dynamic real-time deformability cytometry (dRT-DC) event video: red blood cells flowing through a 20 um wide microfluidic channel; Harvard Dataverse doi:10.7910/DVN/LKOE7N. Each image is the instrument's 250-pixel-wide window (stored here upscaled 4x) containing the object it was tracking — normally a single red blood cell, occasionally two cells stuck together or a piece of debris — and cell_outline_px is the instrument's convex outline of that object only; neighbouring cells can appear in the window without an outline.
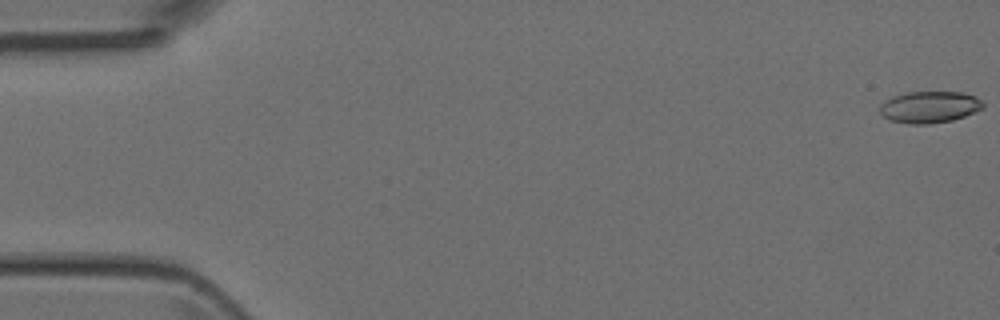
{"species": "Egyptian fruit bat (a non-hibernating species)", "species_latin": "Rousettus aegyptiacus", "temperature_condition": "room temperature", "stored_images_in_passage": 3, "segment_of_instrument_passage": [2, 2], "camera_frame_rate_fps": 3000, "um_per_image_px": 0.085, "animal": {"sex": "female"}, "frame": {"image": 1, "passage_image": 3, "time_ms": 3.333, "image_size_px": [1000, 320], "cell_outline_px": [[984, 108], [976, 112], [952, 120], [928, 124], [908, 124], [888, 120], [880, 112], [880, 104], [884, 100], [892, 96], [908, 92], [964, 92], [976, 96], [984, 104]], "centroid_in_image_um": [79.01, 9.1], "position_along_channel_um": 6.0, "area_um2": 19.25}}